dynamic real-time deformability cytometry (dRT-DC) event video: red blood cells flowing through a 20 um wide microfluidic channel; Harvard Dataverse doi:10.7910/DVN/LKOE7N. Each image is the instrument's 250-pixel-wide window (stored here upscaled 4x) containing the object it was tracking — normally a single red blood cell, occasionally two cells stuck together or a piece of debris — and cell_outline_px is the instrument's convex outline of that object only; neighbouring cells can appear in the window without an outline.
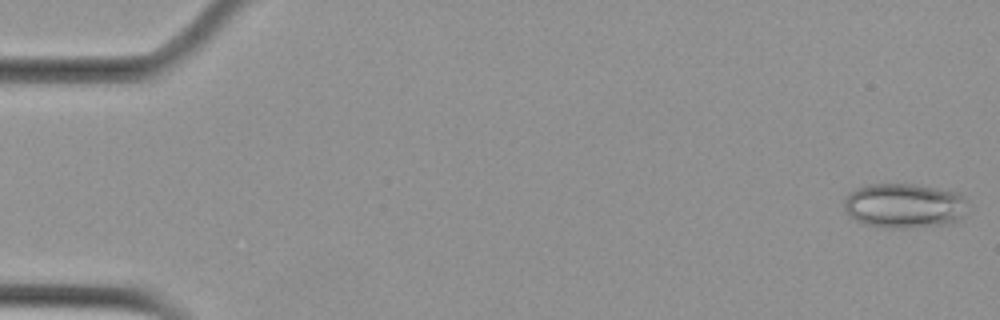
{"species": "Egyptian fruit bat (a non-hibernating species)", "species_latin": "Rousettus aegyptiacus", "temperature_condition": "cold", "stored_images_in_passage": 6, "camera_frame_rate_fps": 3000, "um_per_image_px": 0.085, "animal": {"sex": "female"}, "frame": {"image": 1, "passage_image": 1, "time_ms": 0.0, "image_size_px": [1000, 320], "cell_outline_px": [[968, 200], [964, 216], [948, 224], [904, 228], [880, 228], [864, 224], [856, 220], [844, 208], [844, 200], [848, 192], [864, 184], [912, 184], [960, 192]], "centroid_in_image_um": [76.87, 17.48], "position_along_channel_um": 8.1, "area_um2": 32.6}}